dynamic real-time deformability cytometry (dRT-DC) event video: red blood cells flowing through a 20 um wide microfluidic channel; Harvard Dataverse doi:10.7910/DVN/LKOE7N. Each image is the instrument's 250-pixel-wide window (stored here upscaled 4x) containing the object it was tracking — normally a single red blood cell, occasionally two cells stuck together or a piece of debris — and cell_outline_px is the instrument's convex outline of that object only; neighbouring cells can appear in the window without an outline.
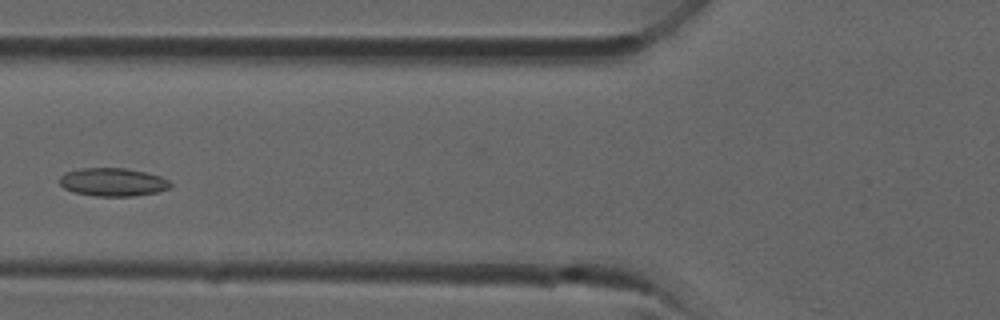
{"species": "common noctule bat (a hibernating species)", "species_latin": "Nyctalus noctula", "temperature_condition": "room temperature", "stored_images_in_passage": 34, "camera_frame_rate_fps": 3000, "um_per_image_px": 0.085, "animal": {"sex": "male", "forearm_length_mm": 52.5}, "frame": {"image": 1, "passage_image": 12, "time_ms": 3.667, "image_size_px": [1000, 320], "cell_outline_px": [[172, 184], [168, 188], [156, 192], [132, 196], [96, 196], [76, 192], [64, 188], [60, 184], [60, 176], [64, 172], [80, 168], [124, 168], [144, 172], [160, 176], [168, 180]], "centroid_in_image_um": [9.56, 15.47], "position_along_channel_um": 116.2, "area_um2": 18.03}}
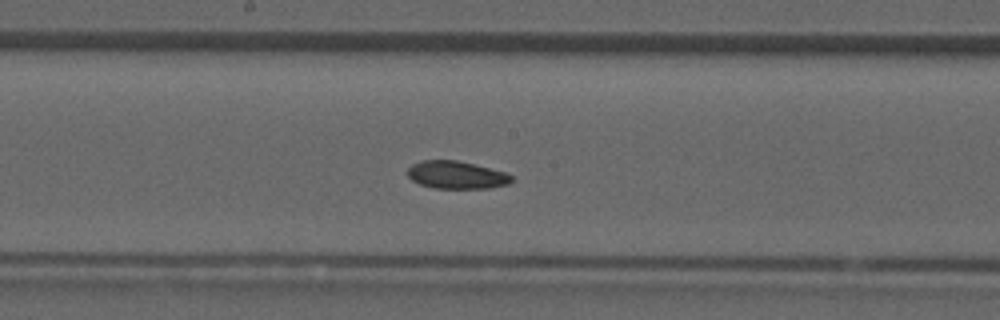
{"frame": {"image": 2, "passage_image": 17, "time_ms": 5.333, "image_size_px": [1000, 320], "cell_outline_px": [[512, 180], [508, 184], [488, 188], [436, 188], [420, 184], [412, 180], [408, 176], [408, 168], [412, 164], [420, 160], [456, 160], [504, 172], [512, 176]], "centroid_in_image_um": [38.76, 14.87], "position_along_channel_um": 209.4, "area_um2": 16.53}}
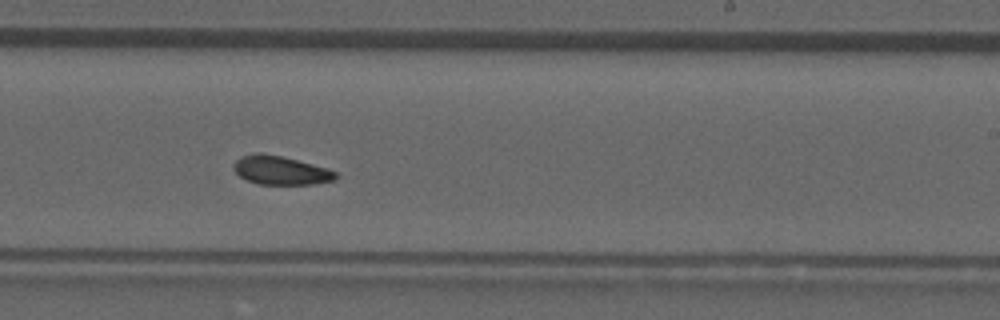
{"frame": {"image": 3, "passage_image": 20, "time_ms": 6.333, "image_size_px": [1000, 320], "cell_outline_px": [[340, 176], [336, 180], [312, 184], [256, 184], [240, 176], [232, 168], [232, 164], [240, 156], [256, 152], [260, 152], [280, 156], [328, 168], [336, 172]], "centroid_in_image_um": [23.85, 14.47], "position_along_channel_um": 265.2, "area_um2": 17.17}}